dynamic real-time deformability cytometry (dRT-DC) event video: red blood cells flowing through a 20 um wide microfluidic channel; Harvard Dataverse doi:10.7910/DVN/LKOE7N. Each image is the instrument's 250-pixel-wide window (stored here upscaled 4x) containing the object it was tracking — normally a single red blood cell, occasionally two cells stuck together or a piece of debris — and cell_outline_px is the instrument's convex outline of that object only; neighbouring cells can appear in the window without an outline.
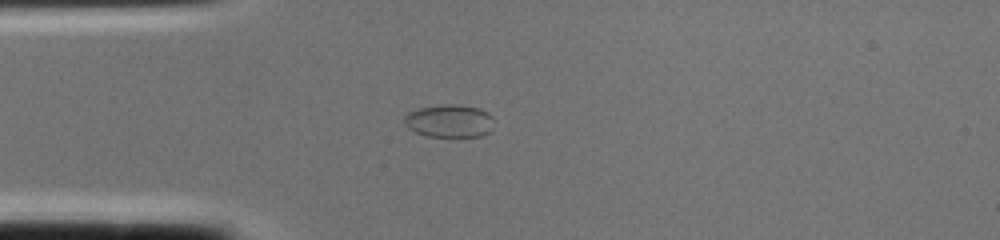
{"species": "common noctule bat (a hibernating species)", "species_latin": "Nyctalus noctula", "temperature_condition": "cold", "stored_images_in_passage": 2, "segment_of_instrument_passage": [1, 2], "camera_frame_rate_fps": 3000, "um_per_image_px": 0.085, "animal": {"sex": "female", "body_mass_g": 22.0, "forearm_length_mm": 56.7}, "frame": {"image": 1, "passage_image": 1, "time_ms": 0.0, "image_size_px": [1000, 240], "cell_outline_px": [[492, 128], [488, 132], [480, 136], [428, 136], [416, 132], [408, 128], [404, 124], [404, 116], [408, 112], [420, 108], [440, 104], [460, 104], [480, 108], [488, 112], [492, 116]], "centroid_in_image_um": [38.19, 10.26], "position_along_channel_um": 46.8, "area_um2": 17.22}}